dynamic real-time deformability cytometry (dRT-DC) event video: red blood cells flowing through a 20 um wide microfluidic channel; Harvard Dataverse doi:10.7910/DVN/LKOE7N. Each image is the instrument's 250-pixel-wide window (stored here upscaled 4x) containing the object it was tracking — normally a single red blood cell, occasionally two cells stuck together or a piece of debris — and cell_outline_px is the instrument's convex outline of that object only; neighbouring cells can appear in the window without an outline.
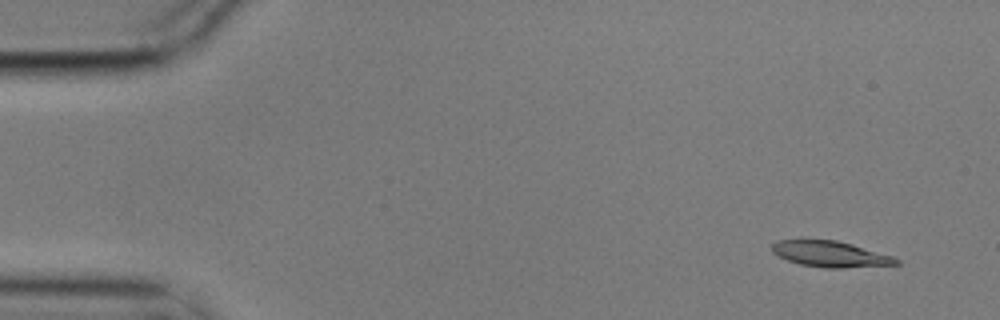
{"species": "common noctule bat (a hibernating species)", "species_latin": "Nyctalus noctula", "temperature_condition": "cold", "stored_images_in_passage": 4, "camera_frame_rate_fps": 3000, "um_per_image_px": 0.085, "animal": {"sex": "male", "body_mass_g": 17.9}, "frame": {"image": 1, "passage_image": 1, "time_ms": 0.0, "image_size_px": [1000, 320], "cell_outline_px": [[900, 264], [844, 268], [824, 268], [800, 264], [788, 260], [772, 252], [772, 244], [776, 240], [800, 236], [836, 240], [852, 244], [892, 256], [900, 260]], "centroid_in_image_um": [70.49, 21.54], "position_along_channel_um": 14.5, "area_um2": 19.48}}
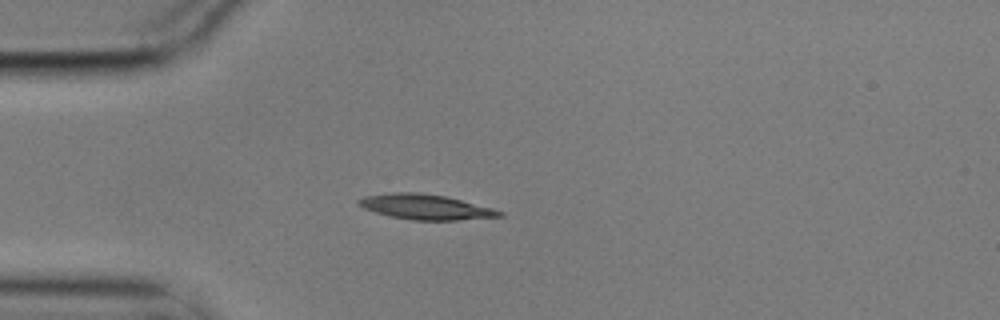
{"frame": {"image": 2, "passage_image": 4, "time_ms": 1.0, "image_size_px": [1000, 320], "cell_outline_px": [[504, 216], [456, 220], [412, 220], [392, 216], [376, 212], [364, 208], [356, 204], [356, 200], [364, 196], [392, 192], [416, 192], [444, 196], [492, 208], [504, 212]], "centroid_in_image_um": [36.14, 17.58], "position_along_channel_um": 48.9, "area_um2": 20.4}}